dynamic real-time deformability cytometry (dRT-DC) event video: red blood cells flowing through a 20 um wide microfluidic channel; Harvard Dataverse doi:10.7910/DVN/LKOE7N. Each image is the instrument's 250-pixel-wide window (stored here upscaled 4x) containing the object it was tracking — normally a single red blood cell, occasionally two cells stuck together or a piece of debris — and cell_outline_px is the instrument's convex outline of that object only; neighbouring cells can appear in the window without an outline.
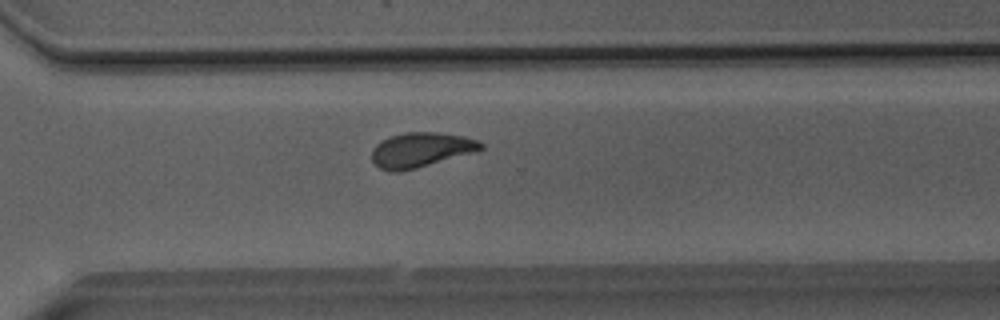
{"species": "Egyptian fruit bat (a non-hibernating species)", "species_latin": "Rousettus aegyptiacus", "temperature_condition": "room temperature", "stored_images_in_passage": 45, "camera_frame_rate_fps": 3000, "um_per_image_px": 0.085, "animal": {"sex": "male"}, "frame": {"image": 1, "passage_image": 31, "time_ms": 10.0, "image_size_px": [1000, 320], "cell_outline_px": [[484, 148], [476, 152], [416, 168], [400, 172], [392, 172], [380, 168], [372, 160], [372, 148], [376, 144], [392, 136], [404, 132], [440, 132], [464, 136], [480, 140], [484, 144]], "centroid_in_image_um": [35.82, 12.73], "position_along_channel_um": 334.8, "area_um2": 22.2}}
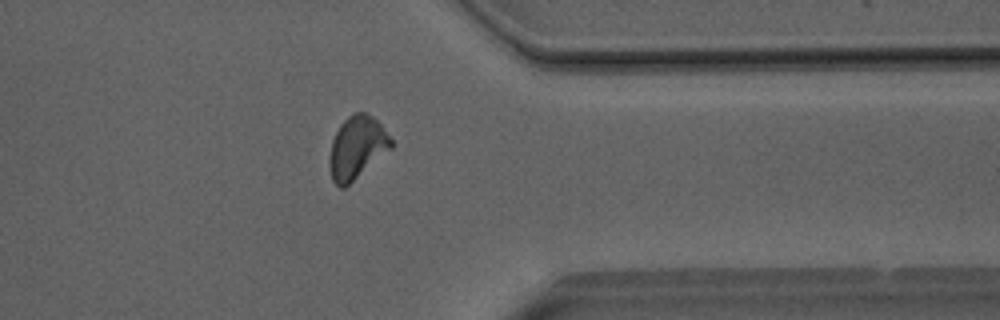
{"frame": {"image": 2, "passage_image": 35, "time_ms": 11.333, "image_size_px": [1000, 320], "cell_outline_px": [[392, 148], [344, 188], [340, 188], [332, 180], [328, 164], [328, 160], [332, 140], [340, 124], [348, 116], [356, 112], [364, 112], [372, 116], [380, 124], [392, 140]], "centroid_in_image_um": [30.31, 12.55], "position_along_channel_um": 381.1, "area_um2": 22.37}}
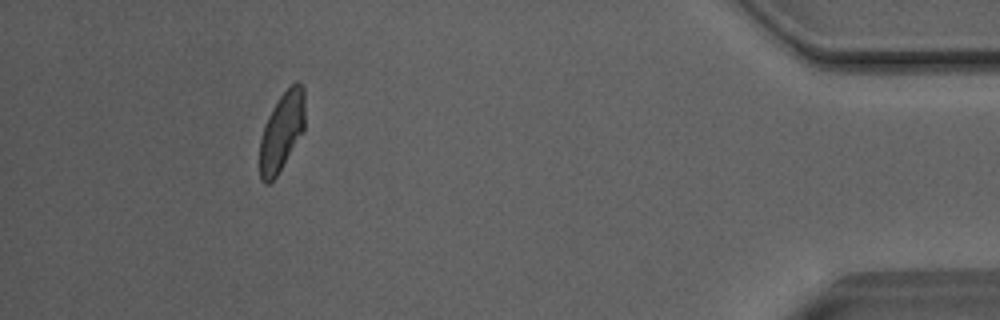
{"frame": {"image": 3, "passage_image": 41, "time_ms": 13.333, "image_size_px": [1000, 320], "cell_outline_px": [[304, 132], [276, 176], [268, 184], [264, 184], [260, 180], [260, 140], [264, 124], [272, 108], [280, 96], [296, 80], [300, 80], [304, 88]], "centroid_in_image_um": [23.96, 11.17], "position_along_channel_um": 411.2, "area_um2": 20.81}, "authors_computed_cell_mechanics": {"area_um2": 22.253, "velocity_mm_per_s": 4.0395, "shape_relaxation_time_tau1_ms": 6.5875, "shape_relaxation_time_tau2_ms": 1.4134, "deformation_change_tau1": 0.1654, "deformation_change_tau2": 0.0785}}